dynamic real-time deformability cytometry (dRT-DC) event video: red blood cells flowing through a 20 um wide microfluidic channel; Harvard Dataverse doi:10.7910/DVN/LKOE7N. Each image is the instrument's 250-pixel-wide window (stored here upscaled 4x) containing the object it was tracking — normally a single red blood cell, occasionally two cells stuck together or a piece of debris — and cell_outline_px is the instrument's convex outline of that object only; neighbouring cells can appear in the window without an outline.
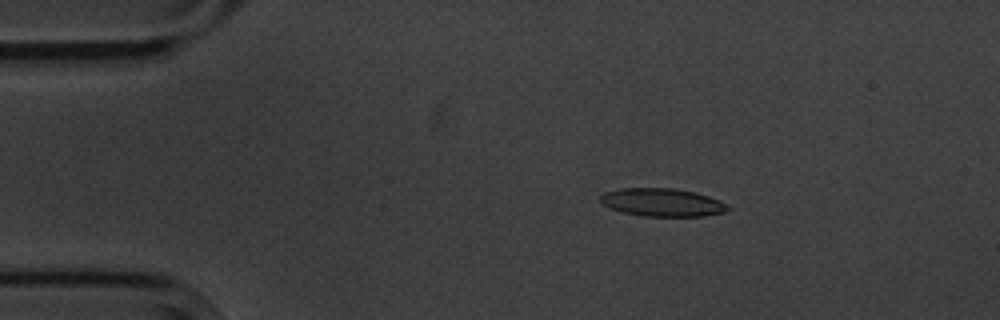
{"species": "common noctule bat (a hibernating species)", "species_latin": "Nyctalus noctula", "temperature_condition": "cold", "stored_images_in_passage": 6, "camera_frame_rate_fps": 3000, "um_per_image_px": 0.085, "animal": {"sex": "male", "body_mass_g": 20.1, "forearm_length_mm": 53.5}, "frame": {"image": 1, "passage_image": 3, "time_ms": 2.667, "image_size_px": [1000, 320], "cell_outline_px": [[728, 208], [724, 212], [704, 216], [644, 216], [624, 212], [612, 208], [604, 204], [600, 200], [600, 196], [604, 192], [620, 188], [672, 188], [692, 192], [708, 196], [720, 200]], "centroid_in_image_um": [56.26, 17.2], "position_along_channel_um": 28.7, "area_um2": 20.46}}
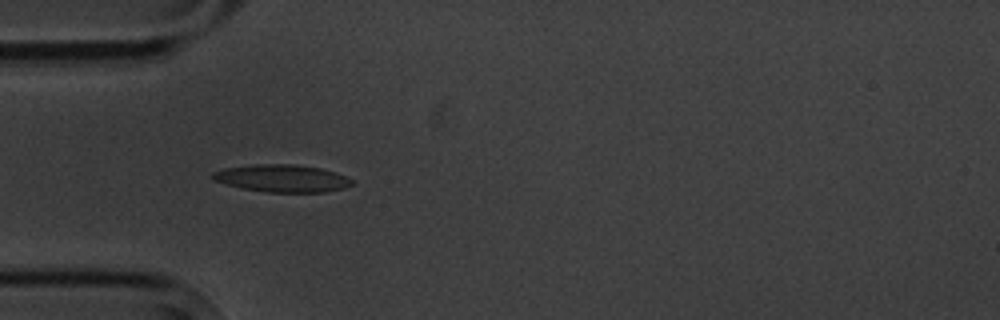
{"frame": {"image": 2, "passage_image": 5, "time_ms": 5.0, "image_size_px": [1000, 320], "cell_outline_px": [[352, 184], [344, 188], [324, 192], [268, 192], [240, 188], [212, 180], [212, 172], [224, 168], [252, 164], [296, 164], [320, 168], [336, 172], [352, 180]], "centroid_in_image_um": [23.94, 15.15], "position_along_channel_um": 61.1, "area_um2": 22.31}}
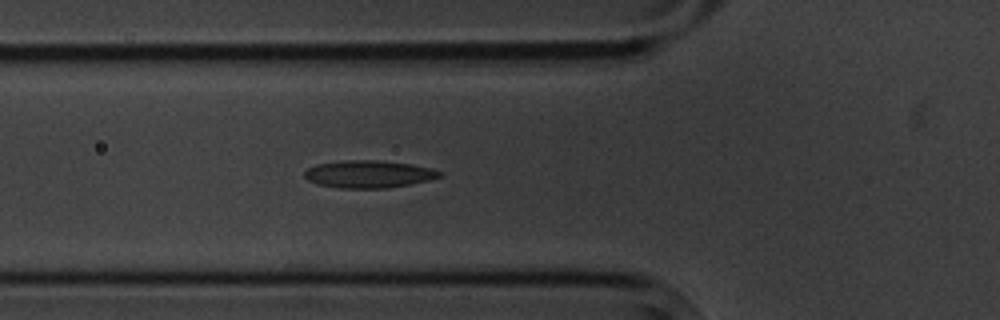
{"frame": {"image": 3, "passage_image": 6, "time_ms": 6.0, "image_size_px": [1000, 320], "cell_outline_px": [[444, 176], [428, 180], [388, 188], [336, 188], [316, 184], [308, 180], [304, 176], [304, 172], [308, 168], [316, 164], [348, 160], [380, 160], [412, 164], [432, 168], [444, 172]], "centroid_in_image_um": [31.36, 14.8], "position_along_channel_um": 94.4, "area_um2": 21.79}}